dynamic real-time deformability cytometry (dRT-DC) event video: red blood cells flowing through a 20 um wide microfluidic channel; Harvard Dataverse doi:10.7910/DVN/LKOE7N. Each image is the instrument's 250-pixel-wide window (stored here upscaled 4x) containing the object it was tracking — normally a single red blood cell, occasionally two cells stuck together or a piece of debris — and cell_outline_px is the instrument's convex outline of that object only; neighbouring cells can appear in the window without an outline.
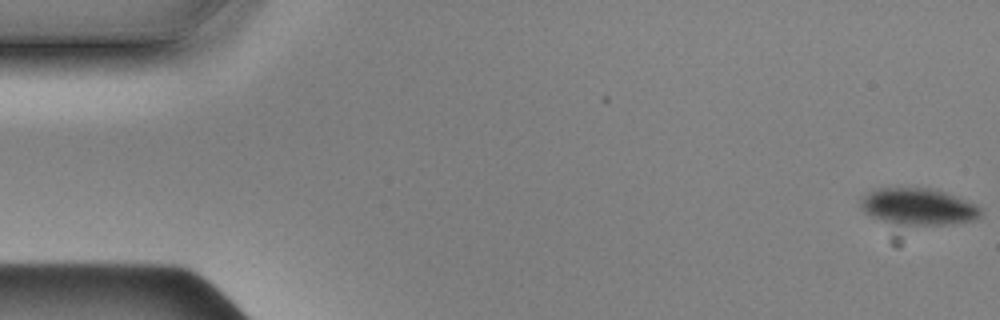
{"species": "Egyptian fruit bat (a non-hibernating species)", "species_latin": "Rousettus aegyptiacus", "temperature_condition": "cold", "stored_images_in_passage": 57, "camera_frame_rate_fps": 3000, "um_per_image_px": 0.085, "animal": {"sex": "male"}, "frame": {"image": 1, "passage_image": 1, "time_ms": 0.0, "image_size_px": [1000, 320], "cell_outline_px": [[984, 212], [976, 220], [944, 224], [888, 224], [864, 212], [860, 208], [860, 196], [876, 188], [936, 188], [976, 204], [984, 208]], "centroid_in_image_um": [78.05, 17.55], "position_along_channel_um": 7.0, "area_um2": 26.07}}
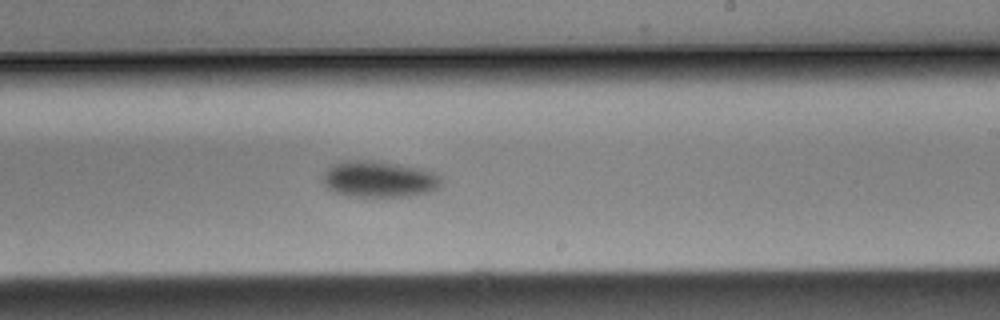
{"frame": {"image": 2, "passage_image": 34, "time_ms": 11.0, "image_size_px": [1000, 320], "cell_outline_px": [[444, 180], [440, 188], [428, 192], [408, 196], [348, 196], [332, 192], [320, 180], [324, 172], [332, 164], [356, 160], [380, 160], [420, 168], [436, 172]], "centroid_in_image_um": [32.24, 15.22], "position_along_channel_um": 256.8, "area_um2": 25.49}}
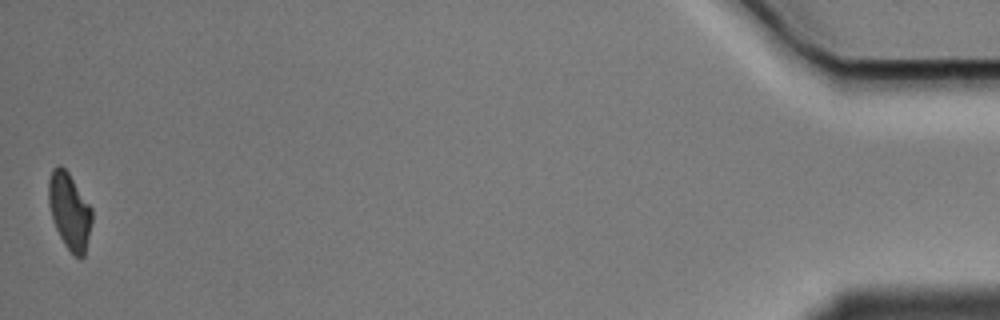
{"frame": {"image": 3, "passage_image": 57, "time_ms": 18.667, "image_size_px": [1000, 320], "cell_outline_px": [[92, 220], [84, 256], [76, 256], [64, 244], [52, 220], [48, 204], [48, 180], [52, 168], [60, 164], [68, 172], [92, 208]], "centroid_in_image_um": [5.88, 17.9], "position_along_channel_um": 429.3, "area_um2": 19.19}, "authors_computed_cell_mechanics": {"area_um2": 26.1256, "velocity_mm_per_s": 3.5079, "shape_relaxation_time_tau1_ms": 1.3189, "shape_relaxation_time_tau2_ms": null, "deformation_change_tau1": 0.038, "deformation_change_tau2": null}}